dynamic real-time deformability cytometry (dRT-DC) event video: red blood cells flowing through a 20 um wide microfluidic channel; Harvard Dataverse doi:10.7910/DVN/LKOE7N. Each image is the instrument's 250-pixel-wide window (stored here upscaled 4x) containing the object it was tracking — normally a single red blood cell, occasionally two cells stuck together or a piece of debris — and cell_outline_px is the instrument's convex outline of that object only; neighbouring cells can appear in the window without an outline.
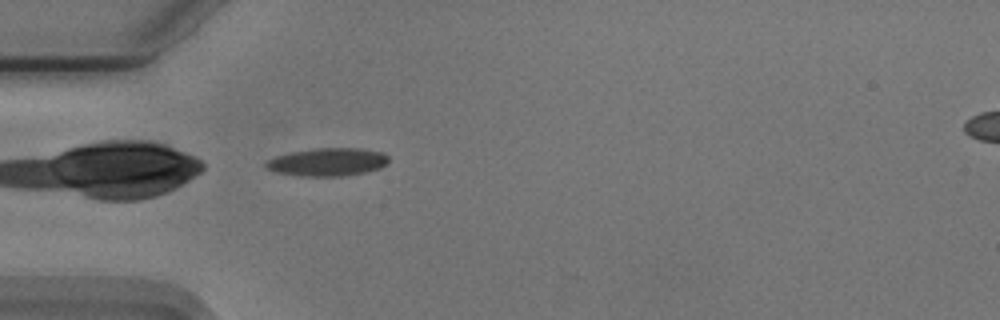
{"species": "Egyptian fruit bat (a non-hibernating species)", "species_latin": "Rousettus aegyptiacus", "temperature_condition": "cold", "stored_images_in_passage": 35, "camera_frame_rate_fps": 3000, "um_per_image_px": 0.085, "animal": {"sex": "male"}, "frame": {"image": 1, "passage_image": 1, "time_ms": 0.0, "image_size_px": [1000, 320], "cell_outline_px": [[388, 164], [380, 168], [364, 172], [340, 176], [300, 176], [276, 172], [268, 168], [264, 164], [268, 160], [276, 156], [292, 152], [316, 148], [360, 148], [384, 152], [388, 156]], "centroid_in_image_um": [27.88, 13.76], "position_along_channel_um": 57.1, "area_um2": 19.94}}
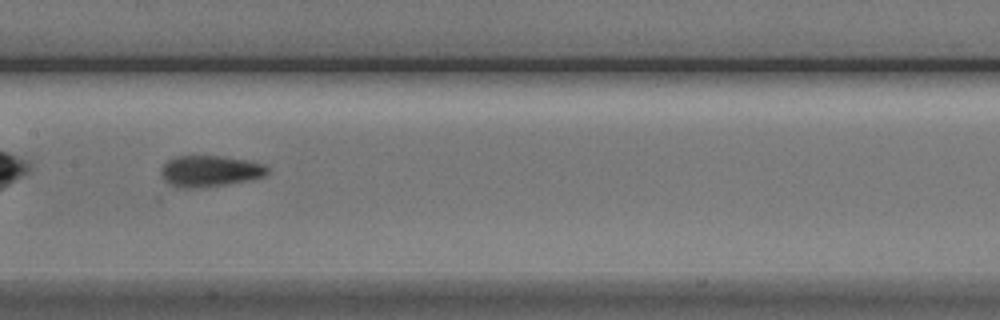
{"frame": {"image": 2, "passage_image": 12, "time_ms": 3.667, "image_size_px": [1000, 320], "cell_outline_px": [[268, 176], [252, 180], [228, 184], [200, 188], [180, 188], [168, 184], [164, 180], [160, 172], [164, 164], [168, 160], [176, 156], [220, 156], [248, 160], [264, 164], [268, 168]], "centroid_in_image_um": [17.87, 14.56], "position_along_channel_um": 189.5, "area_um2": 19.65}}
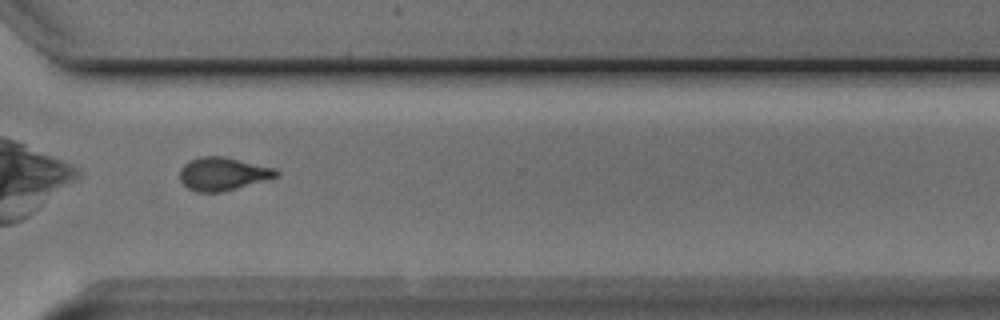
{"frame": {"image": 3, "passage_image": 25, "time_ms": 8.0, "image_size_px": [1000, 320], "cell_outline_px": [[280, 176], [224, 192], [196, 192], [188, 188], [180, 180], [180, 168], [188, 160], [200, 156], [224, 156], [276, 168], [280, 172]], "centroid_in_image_um": [18.96, 14.77], "position_along_channel_um": 351.6, "area_um2": 18.9}, "authors_computed_cell_mechanics": {"area_um2": 19.1318, "velocity_mm_per_s": 3.7497, "shape_relaxation_time_tau1_ms": 3.3989, "shape_relaxation_time_tau2_ms": 1.7182, "deformation_change_tau1": 0.145, "deformation_change_tau2": 0.0942}}